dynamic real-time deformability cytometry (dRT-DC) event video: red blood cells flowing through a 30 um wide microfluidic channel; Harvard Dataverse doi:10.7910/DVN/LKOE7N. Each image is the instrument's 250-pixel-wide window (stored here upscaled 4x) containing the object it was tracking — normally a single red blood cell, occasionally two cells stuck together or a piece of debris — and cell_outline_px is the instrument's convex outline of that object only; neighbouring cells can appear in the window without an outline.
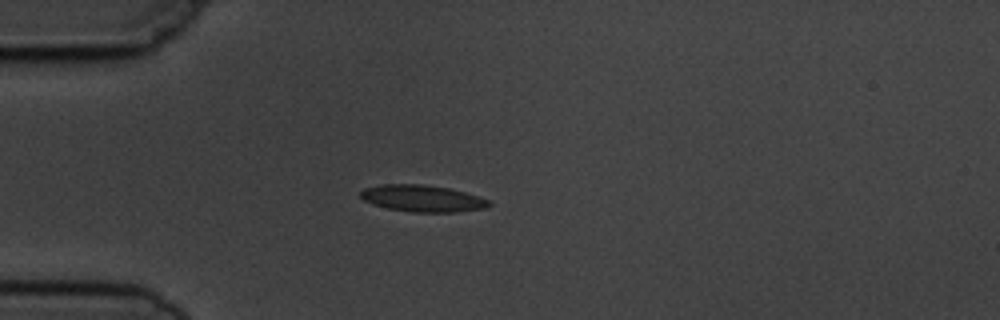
{"species": "common noctule bat (a hibernating species)", "species_latin": "Nyctalus noctula", "temperature_condition": "cold", "stored_images_in_passage": 5, "camera_frame_rate_fps": 3000, "um_per_image_px": 0.085, "animal": {"sex": "male", "body_mass_g": 19.5, "forearm_length_mm": 54.6}, "frame": {"image": 1, "passage_image": 4, "time_ms": 3.667, "image_size_px": [1000, 320], "cell_outline_px": [[492, 204], [488, 208], [456, 212], [412, 212], [388, 208], [372, 204], [364, 200], [360, 196], [360, 192], [364, 188], [380, 184], [424, 184], [452, 188], [480, 196], [488, 200]], "centroid_in_image_um": [35.94, 16.86], "position_along_channel_um": 49.1, "area_um2": 20.29}}